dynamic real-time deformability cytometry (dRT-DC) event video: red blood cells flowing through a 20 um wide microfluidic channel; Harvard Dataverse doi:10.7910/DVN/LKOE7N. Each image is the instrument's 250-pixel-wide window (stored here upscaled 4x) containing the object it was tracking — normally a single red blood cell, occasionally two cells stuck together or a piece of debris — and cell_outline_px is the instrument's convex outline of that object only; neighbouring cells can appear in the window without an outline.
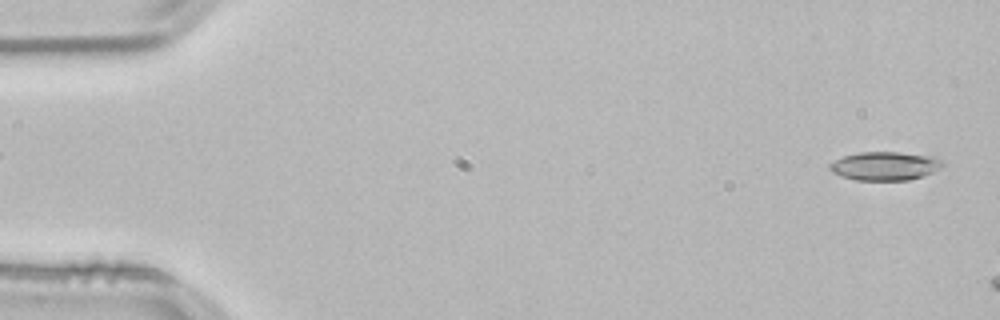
{"species": "common noctule bat (a hibernating species)", "species_latin": "Nyctalus noctula", "temperature_condition": "room temperature", "stored_images_in_passage": 9, "camera_frame_rate_fps": 3000, "um_per_image_px": 0.085, "animal": {"sex": "male", "body_mass_g": 21.5, "forearm_length_mm": 52.0}, "frame": {"image": 1, "passage_image": 2, "time_ms": 0.333, "image_size_px": [1000, 320], "cell_outline_px": [[944, 164], [940, 168], [932, 172], [908, 180], [856, 180], [840, 176], [832, 172], [828, 168], [836, 160], [844, 156], [860, 152], [896, 152], [924, 156], [940, 160]], "centroid_in_image_um": [75.16, 14.12], "position_along_channel_um": 9.8, "area_um2": 18.26}}